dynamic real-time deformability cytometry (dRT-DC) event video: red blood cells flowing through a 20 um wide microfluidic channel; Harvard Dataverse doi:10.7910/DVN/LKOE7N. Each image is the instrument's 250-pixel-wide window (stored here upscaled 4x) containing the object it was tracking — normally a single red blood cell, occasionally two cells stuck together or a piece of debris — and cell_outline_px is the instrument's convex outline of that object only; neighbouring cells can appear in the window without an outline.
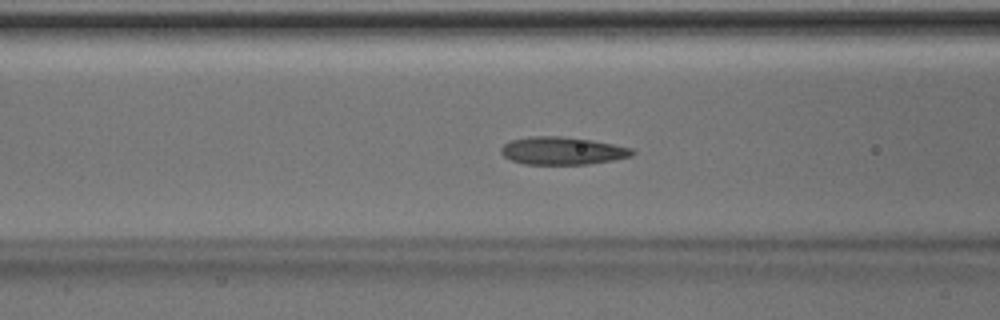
{"species": "Egyptian fruit bat (a non-hibernating species)", "species_latin": "Rousettus aegyptiacus", "temperature_condition": "room temperature", "stored_images_in_passage": 50, "camera_frame_rate_fps": 3000, "um_per_image_px": 0.085, "animal": {"sex": "male"}, "frame": {"image": 1, "passage_image": 20, "time_ms": 6.333, "image_size_px": [1000, 320], "cell_outline_px": [[636, 152], [632, 156], [612, 160], [588, 164], [524, 164], [512, 160], [504, 156], [500, 152], [500, 148], [504, 144], [512, 140], [528, 136], [560, 136], [592, 140], [632, 148]], "centroid_in_image_um": [47.79, 12.81], "position_along_channel_um": 118.8, "area_um2": 21.15}}
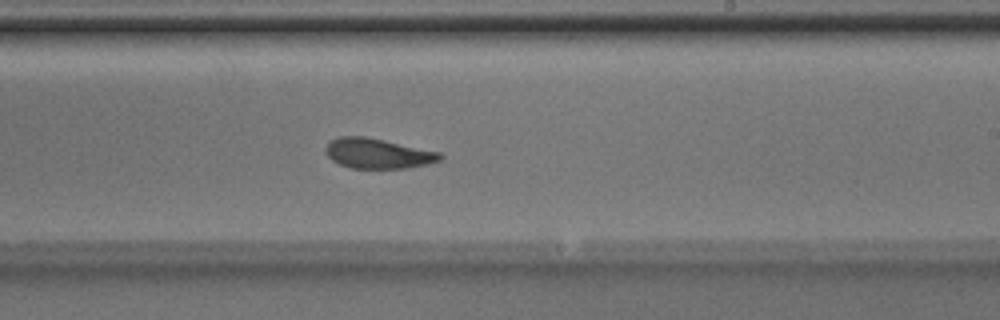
{"frame": {"image": 2, "passage_image": 30, "time_ms": 9.667, "image_size_px": [1000, 320], "cell_outline_px": [[444, 156], [440, 160], [428, 164], [408, 168], [352, 168], [340, 164], [332, 160], [324, 152], [324, 148], [332, 140], [340, 136], [364, 136], [384, 140], [440, 152]], "centroid_in_image_um": [32.12, 13.04], "position_along_channel_um": 256.9, "area_um2": 20.0}}
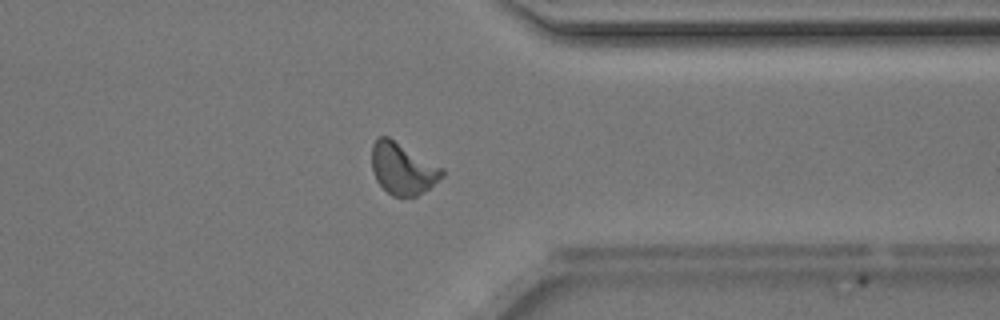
{"frame": {"image": 3, "passage_image": 39, "time_ms": 12.667, "image_size_px": [1000, 320], "cell_outline_px": [[444, 176], [428, 188], [416, 196], [392, 196], [376, 180], [372, 168], [372, 144], [376, 136], [388, 136], [444, 168]], "centroid_in_image_um": [34.22, 14.3], "position_along_channel_um": 377.2, "area_um2": 21.1}, "authors_computed_cell_mechanics": {"area_um2": 20.7502, "velocity_mm_per_s": 4.1535, "shape_relaxation_time_tau1_ms": 4.4812, "shape_relaxation_time_tau2_ms": 1.3561, "deformation_change_tau1": 0.1326, "deformation_change_tau2": 0.0647}}